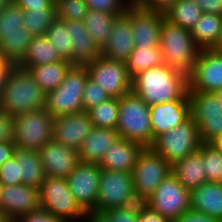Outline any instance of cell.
<instances>
[{
  "label": "cell",
  "mask_w": 222,
  "mask_h": 222,
  "mask_svg": "<svg viewBox=\"0 0 222 222\" xmlns=\"http://www.w3.org/2000/svg\"><path fill=\"white\" fill-rule=\"evenodd\" d=\"M131 91L149 106L181 100L188 93V76L162 64L135 75Z\"/></svg>",
  "instance_id": "6da1fadb"
},
{
  "label": "cell",
  "mask_w": 222,
  "mask_h": 222,
  "mask_svg": "<svg viewBox=\"0 0 222 222\" xmlns=\"http://www.w3.org/2000/svg\"><path fill=\"white\" fill-rule=\"evenodd\" d=\"M45 103L46 93L36 83L33 74L14 65L0 95V109L14 117L45 109Z\"/></svg>",
  "instance_id": "7a4b0ae2"
},
{
  "label": "cell",
  "mask_w": 222,
  "mask_h": 222,
  "mask_svg": "<svg viewBox=\"0 0 222 222\" xmlns=\"http://www.w3.org/2000/svg\"><path fill=\"white\" fill-rule=\"evenodd\" d=\"M116 130L125 138L145 147L154 143L150 106L133 91L119 98V116Z\"/></svg>",
  "instance_id": "3957f363"
},
{
  "label": "cell",
  "mask_w": 222,
  "mask_h": 222,
  "mask_svg": "<svg viewBox=\"0 0 222 222\" xmlns=\"http://www.w3.org/2000/svg\"><path fill=\"white\" fill-rule=\"evenodd\" d=\"M160 48L164 64L187 76L197 61L200 48L196 45L190 30L164 20L160 31Z\"/></svg>",
  "instance_id": "277c9868"
},
{
  "label": "cell",
  "mask_w": 222,
  "mask_h": 222,
  "mask_svg": "<svg viewBox=\"0 0 222 222\" xmlns=\"http://www.w3.org/2000/svg\"><path fill=\"white\" fill-rule=\"evenodd\" d=\"M88 77L85 66L73 65L60 86L46 93L48 113L55 117L83 112L82 97Z\"/></svg>",
  "instance_id": "5b68a950"
},
{
  "label": "cell",
  "mask_w": 222,
  "mask_h": 222,
  "mask_svg": "<svg viewBox=\"0 0 222 222\" xmlns=\"http://www.w3.org/2000/svg\"><path fill=\"white\" fill-rule=\"evenodd\" d=\"M201 144L198 126L190 117L184 123L158 136L151 148L173 166L199 149Z\"/></svg>",
  "instance_id": "8992f818"
},
{
  "label": "cell",
  "mask_w": 222,
  "mask_h": 222,
  "mask_svg": "<svg viewBox=\"0 0 222 222\" xmlns=\"http://www.w3.org/2000/svg\"><path fill=\"white\" fill-rule=\"evenodd\" d=\"M53 119L46 109L13 117L14 143L17 148L39 150L53 139Z\"/></svg>",
  "instance_id": "52a82bcc"
},
{
  "label": "cell",
  "mask_w": 222,
  "mask_h": 222,
  "mask_svg": "<svg viewBox=\"0 0 222 222\" xmlns=\"http://www.w3.org/2000/svg\"><path fill=\"white\" fill-rule=\"evenodd\" d=\"M171 169L172 166L151 147L143 148L131 172L136 199L144 203Z\"/></svg>",
  "instance_id": "ba28073f"
},
{
  "label": "cell",
  "mask_w": 222,
  "mask_h": 222,
  "mask_svg": "<svg viewBox=\"0 0 222 222\" xmlns=\"http://www.w3.org/2000/svg\"><path fill=\"white\" fill-rule=\"evenodd\" d=\"M40 207L66 222H78L85 211L76 202L66 178L45 177L39 188Z\"/></svg>",
  "instance_id": "9c48e42d"
},
{
  "label": "cell",
  "mask_w": 222,
  "mask_h": 222,
  "mask_svg": "<svg viewBox=\"0 0 222 222\" xmlns=\"http://www.w3.org/2000/svg\"><path fill=\"white\" fill-rule=\"evenodd\" d=\"M191 118L196 122L202 143L222 135V106L212 92L188 91Z\"/></svg>",
  "instance_id": "30bf717a"
},
{
  "label": "cell",
  "mask_w": 222,
  "mask_h": 222,
  "mask_svg": "<svg viewBox=\"0 0 222 222\" xmlns=\"http://www.w3.org/2000/svg\"><path fill=\"white\" fill-rule=\"evenodd\" d=\"M136 202L138 200L134 194L132 173L101 168L96 212H104Z\"/></svg>",
  "instance_id": "8fae6325"
},
{
  "label": "cell",
  "mask_w": 222,
  "mask_h": 222,
  "mask_svg": "<svg viewBox=\"0 0 222 222\" xmlns=\"http://www.w3.org/2000/svg\"><path fill=\"white\" fill-rule=\"evenodd\" d=\"M144 203L173 221L190 209V191L171 172Z\"/></svg>",
  "instance_id": "7c38bea8"
},
{
  "label": "cell",
  "mask_w": 222,
  "mask_h": 222,
  "mask_svg": "<svg viewBox=\"0 0 222 222\" xmlns=\"http://www.w3.org/2000/svg\"><path fill=\"white\" fill-rule=\"evenodd\" d=\"M88 76L110 97L120 98L131 91L132 78L124 62L109 60L103 56L85 65Z\"/></svg>",
  "instance_id": "4fadbf2b"
},
{
  "label": "cell",
  "mask_w": 222,
  "mask_h": 222,
  "mask_svg": "<svg viewBox=\"0 0 222 222\" xmlns=\"http://www.w3.org/2000/svg\"><path fill=\"white\" fill-rule=\"evenodd\" d=\"M222 89V52L200 50L197 61L188 75V91L212 92Z\"/></svg>",
  "instance_id": "5bb4252c"
},
{
  "label": "cell",
  "mask_w": 222,
  "mask_h": 222,
  "mask_svg": "<svg viewBox=\"0 0 222 222\" xmlns=\"http://www.w3.org/2000/svg\"><path fill=\"white\" fill-rule=\"evenodd\" d=\"M100 171L97 163L79 162L66 178L76 202L85 212L96 211Z\"/></svg>",
  "instance_id": "9a60e30c"
},
{
  "label": "cell",
  "mask_w": 222,
  "mask_h": 222,
  "mask_svg": "<svg viewBox=\"0 0 222 222\" xmlns=\"http://www.w3.org/2000/svg\"><path fill=\"white\" fill-rule=\"evenodd\" d=\"M126 12L131 17L135 47L160 46V31L165 16L162 12L129 5Z\"/></svg>",
  "instance_id": "2e32d148"
},
{
  "label": "cell",
  "mask_w": 222,
  "mask_h": 222,
  "mask_svg": "<svg viewBox=\"0 0 222 222\" xmlns=\"http://www.w3.org/2000/svg\"><path fill=\"white\" fill-rule=\"evenodd\" d=\"M93 124L86 111L59 115L53 119V139L58 143L79 151Z\"/></svg>",
  "instance_id": "e0dca14e"
},
{
  "label": "cell",
  "mask_w": 222,
  "mask_h": 222,
  "mask_svg": "<svg viewBox=\"0 0 222 222\" xmlns=\"http://www.w3.org/2000/svg\"><path fill=\"white\" fill-rule=\"evenodd\" d=\"M45 176L67 178L80 162L79 151L66 147L54 139L38 150Z\"/></svg>",
  "instance_id": "ac0fdd59"
},
{
  "label": "cell",
  "mask_w": 222,
  "mask_h": 222,
  "mask_svg": "<svg viewBox=\"0 0 222 222\" xmlns=\"http://www.w3.org/2000/svg\"><path fill=\"white\" fill-rule=\"evenodd\" d=\"M40 207L39 189L25 184L2 186L0 210L13 221Z\"/></svg>",
  "instance_id": "d6986e66"
},
{
  "label": "cell",
  "mask_w": 222,
  "mask_h": 222,
  "mask_svg": "<svg viewBox=\"0 0 222 222\" xmlns=\"http://www.w3.org/2000/svg\"><path fill=\"white\" fill-rule=\"evenodd\" d=\"M153 140L191 117L188 93L181 100L150 106Z\"/></svg>",
  "instance_id": "ffe728a7"
},
{
  "label": "cell",
  "mask_w": 222,
  "mask_h": 222,
  "mask_svg": "<svg viewBox=\"0 0 222 222\" xmlns=\"http://www.w3.org/2000/svg\"><path fill=\"white\" fill-rule=\"evenodd\" d=\"M134 47L131 17L125 12L115 18L109 39L101 48V56L109 60L125 63Z\"/></svg>",
  "instance_id": "44dd1931"
},
{
  "label": "cell",
  "mask_w": 222,
  "mask_h": 222,
  "mask_svg": "<svg viewBox=\"0 0 222 222\" xmlns=\"http://www.w3.org/2000/svg\"><path fill=\"white\" fill-rule=\"evenodd\" d=\"M143 148L137 142L119 137L105 152L98 165L102 169L131 173Z\"/></svg>",
  "instance_id": "7402d4cb"
},
{
  "label": "cell",
  "mask_w": 222,
  "mask_h": 222,
  "mask_svg": "<svg viewBox=\"0 0 222 222\" xmlns=\"http://www.w3.org/2000/svg\"><path fill=\"white\" fill-rule=\"evenodd\" d=\"M71 30L72 64L85 66L101 56V49L94 42L83 21L64 20Z\"/></svg>",
  "instance_id": "603a6c76"
},
{
  "label": "cell",
  "mask_w": 222,
  "mask_h": 222,
  "mask_svg": "<svg viewBox=\"0 0 222 222\" xmlns=\"http://www.w3.org/2000/svg\"><path fill=\"white\" fill-rule=\"evenodd\" d=\"M190 209L222 221V184L206 182L190 192Z\"/></svg>",
  "instance_id": "cb8c5ba5"
},
{
  "label": "cell",
  "mask_w": 222,
  "mask_h": 222,
  "mask_svg": "<svg viewBox=\"0 0 222 222\" xmlns=\"http://www.w3.org/2000/svg\"><path fill=\"white\" fill-rule=\"evenodd\" d=\"M117 139L119 133L116 129L93 127L79 150L80 162L99 164L105 152Z\"/></svg>",
  "instance_id": "d4e9b609"
},
{
  "label": "cell",
  "mask_w": 222,
  "mask_h": 222,
  "mask_svg": "<svg viewBox=\"0 0 222 222\" xmlns=\"http://www.w3.org/2000/svg\"><path fill=\"white\" fill-rule=\"evenodd\" d=\"M171 172L178 181L188 190L197 189L207 182L205 167L202 161L201 146L195 152L172 166Z\"/></svg>",
  "instance_id": "484cf974"
},
{
  "label": "cell",
  "mask_w": 222,
  "mask_h": 222,
  "mask_svg": "<svg viewBox=\"0 0 222 222\" xmlns=\"http://www.w3.org/2000/svg\"><path fill=\"white\" fill-rule=\"evenodd\" d=\"M13 156L18 163L19 176L22 178V183L39 189L46 176L38 150L16 147Z\"/></svg>",
  "instance_id": "4316f807"
},
{
  "label": "cell",
  "mask_w": 222,
  "mask_h": 222,
  "mask_svg": "<svg viewBox=\"0 0 222 222\" xmlns=\"http://www.w3.org/2000/svg\"><path fill=\"white\" fill-rule=\"evenodd\" d=\"M222 31V17L202 13L199 21L190 30L196 45L201 49H214Z\"/></svg>",
  "instance_id": "83f0119b"
},
{
  "label": "cell",
  "mask_w": 222,
  "mask_h": 222,
  "mask_svg": "<svg viewBox=\"0 0 222 222\" xmlns=\"http://www.w3.org/2000/svg\"><path fill=\"white\" fill-rule=\"evenodd\" d=\"M54 45L46 38L45 35L35 36L32 38L26 55L17 64L24 69H30L33 66L49 64L62 61Z\"/></svg>",
  "instance_id": "f1b7e54d"
},
{
  "label": "cell",
  "mask_w": 222,
  "mask_h": 222,
  "mask_svg": "<svg viewBox=\"0 0 222 222\" xmlns=\"http://www.w3.org/2000/svg\"><path fill=\"white\" fill-rule=\"evenodd\" d=\"M72 66L70 61L63 59L59 62L33 66L29 71L33 74L36 83L47 93L60 86Z\"/></svg>",
  "instance_id": "f546056e"
},
{
  "label": "cell",
  "mask_w": 222,
  "mask_h": 222,
  "mask_svg": "<svg viewBox=\"0 0 222 222\" xmlns=\"http://www.w3.org/2000/svg\"><path fill=\"white\" fill-rule=\"evenodd\" d=\"M32 35L22 27V32L6 33L0 38V57L17 65L26 55Z\"/></svg>",
  "instance_id": "4dcf8cb0"
},
{
  "label": "cell",
  "mask_w": 222,
  "mask_h": 222,
  "mask_svg": "<svg viewBox=\"0 0 222 222\" xmlns=\"http://www.w3.org/2000/svg\"><path fill=\"white\" fill-rule=\"evenodd\" d=\"M125 64L131 78L144 70L161 66L164 64L161 48L160 46L134 47Z\"/></svg>",
  "instance_id": "1f68e13d"
},
{
  "label": "cell",
  "mask_w": 222,
  "mask_h": 222,
  "mask_svg": "<svg viewBox=\"0 0 222 222\" xmlns=\"http://www.w3.org/2000/svg\"><path fill=\"white\" fill-rule=\"evenodd\" d=\"M202 13L193 0H176L163 14L169 22L191 30Z\"/></svg>",
  "instance_id": "d6a6232c"
},
{
  "label": "cell",
  "mask_w": 222,
  "mask_h": 222,
  "mask_svg": "<svg viewBox=\"0 0 222 222\" xmlns=\"http://www.w3.org/2000/svg\"><path fill=\"white\" fill-rule=\"evenodd\" d=\"M117 16L88 9L83 24L100 49L109 39L112 24Z\"/></svg>",
  "instance_id": "836d02e7"
},
{
  "label": "cell",
  "mask_w": 222,
  "mask_h": 222,
  "mask_svg": "<svg viewBox=\"0 0 222 222\" xmlns=\"http://www.w3.org/2000/svg\"><path fill=\"white\" fill-rule=\"evenodd\" d=\"M86 112L93 127L116 129L119 116V98L111 97Z\"/></svg>",
  "instance_id": "e575fe53"
},
{
  "label": "cell",
  "mask_w": 222,
  "mask_h": 222,
  "mask_svg": "<svg viewBox=\"0 0 222 222\" xmlns=\"http://www.w3.org/2000/svg\"><path fill=\"white\" fill-rule=\"evenodd\" d=\"M45 36L54 45L59 56L72 63L71 30L67 29L65 21L56 18L47 29Z\"/></svg>",
  "instance_id": "d590c367"
},
{
  "label": "cell",
  "mask_w": 222,
  "mask_h": 222,
  "mask_svg": "<svg viewBox=\"0 0 222 222\" xmlns=\"http://www.w3.org/2000/svg\"><path fill=\"white\" fill-rule=\"evenodd\" d=\"M56 19V9H28L24 11L23 27L32 35H45Z\"/></svg>",
  "instance_id": "8d00e7d4"
},
{
  "label": "cell",
  "mask_w": 222,
  "mask_h": 222,
  "mask_svg": "<svg viewBox=\"0 0 222 222\" xmlns=\"http://www.w3.org/2000/svg\"><path fill=\"white\" fill-rule=\"evenodd\" d=\"M201 155L207 182H220L222 178V154L209 143H202Z\"/></svg>",
  "instance_id": "74e56055"
},
{
  "label": "cell",
  "mask_w": 222,
  "mask_h": 222,
  "mask_svg": "<svg viewBox=\"0 0 222 222\" xmlns=\"http://www.w3.org/2000/svg\"><path fill=\"white\" fill-rule=\"evenodd\" d=\"M24 10L12 0L0 12V38L3 34L22 32Z\"/></svg>",
  "instance_id": "f35d334b"
},
{
  "label": "cell",
  "mask_w": 222,
  "mask_h": 222,
  "mask_svg": "<svg viewBox=\"0 0 222 222\" xmlns=\"http://www.w3.org/2000/svg\"><path fill=\"white\" fill-rule=\"evenodd\" d=\"M56 18L83 21L88 11L84 0H55Z\"/></svg>",
  "instance_id": "ab89813d"
},
{
  "label": "cell",
  "mask_w": 222,
  "mask_h": 222,
  "mask_svg": "<svg viewBox=\"0 0 222 222\" xmlns=\"http://www.w3.org/2000/svg\"><path fill=\"white\" fill-rule=\"evenodd\" d=\"M111 97L99 85H97L89 77L84 85V92L82 97L83 112L99 105L100 103L110 99Z\"/></svg>",
  "instance_id": "60d3db41"
},
{
  "label": "cell",
  "mask_w": 222,
  "mask_h": 222,
  "mask_svg": "<svg viewBox=\"0 0 222 222\" xmlns=\"http://www.w3.org/2000/svg\"><path fill=\"white\" fill-rule=\"evenodd\" d=\"M138 201L132 205L115 207L104 211L110 222H138L139 204Z\"/></svg>",
  "instance_id": "b9f144b4"
},
{
  "label": "cell",
  "mask_w": 222,
  "mask_h": 222,
  "mask_svg": "<svg viewBox=\"0 0 222 222\" xmlns=\"http://www.w3.org/2000/svg\"><path fill=\"white\" fill-rule=\"evenodd\" d=\"M88 9L112 15H122L129 6L125 0H84Z\"/></svg>",
  "instance_id": "7bdbcfd3"
},
{
  "label": "cell",
  "mask_w": 222,
  "mask_h": 222,
  "mask_svg": "<svg viewBox=\"0 0 222 222\" xmlns=\"http://www.w3.org/2000/svg\"><path fill=\"white\" fill-rule=\"evenodd\" d=\"M0 183L2 186L22 184L18 163L14 156L0 166Z\"/></svg>",
  "instance_id": "ee69618b"
},
{
  "label": "cell",
  "mask_w": 222,
  "mask_h": 222,
  "mask_svg": "<svg viewBox=\"0 0 222 222\" xmlns=\"http://www.w3.org/2000/svg\"><path fill=\"white\" fill-rule=\"evenodd\" d=\"M20 222H66L60 217L54 216L45 208L39 207L26 215H24Z\"/></svg>",
  "instance_id": "f6af8a7d"
},
{
  "label": "cell",
  "mask_w": 222,
  "mask_h": 222,
  "mask_svg": "<svg viewBox=\"0 0 222 222\" xmlns=\"http://www.w3.org/2000/svg\"><path fill=\"white\" fill-rule=\"evenodd\" d=\"M13 117L0 109V142H14Z\"/></svg>",
  "instance_id": "bcb514c9"
},
{
  "label": "cell",
  "mask_w": 222,
  "mask_h": 222,
  "mask_svg": "<svg viewBox=\"0 0 222 222\" xmlns=\"http://www.w3.org/2000/svg\"><path fill=\"white\" fill-rule=\"evenodd\" d=\"M138 222H172L167 217L152 210L147 204L141 202L139 204V218Z\"/></svg>",
  "instance_id": "7dc6e473"
},
{
  "label": "cell",
  "mask_w": 222,
  "mask_h": 222,
  "mask_svg": "<svg viewBox=\"0 0 222 222\" xmlns=\"http://www.w3.org/2000/svg\"><path fill=\"white\" fill-rule=\"evenodd\" d=\"M172 222H221L219 219L210 217L201 212L194 211L192 209L187 210L177 219Z\"/></svg>",
  "instance_id": "c3c4849f"
},
{
  "label": "cell",
  "mask_w": 222,
  "mask_h": 222,
  "mask_svg": "<svg viewBox=\"0 0 222 222\" xmlns=\"http://www.w3.org/2000/svg\"><path fill=\"white\" fill-rule=\"evenodd\" d=\"M24 11L28 9H56L55 0H12Z\"/></svg>",
  "instance_id": "681fc988"
},
{
  "label": "cell",
  "mask_w": 222,
  "mask_h": 222,
  "mask_svg": "<svg viewBox=\"0 0 222 222\" xmlns=\"http://www.w3.org/2000/svg\"><path fill=\"white\" fill-rule=\"evenodd\" d=\"M203 13L222 17V0H193Z\"/></svg>",
  "instance_id": "f907efd6"
},
{
  "label": "cell",
  "mask_w": 222,
  "mask_h": 222,
  "mask_svg": "<svg viewBox=\"0 0 222 222\" xmlns=\"http://www.w3.org/2000/svg\"><path fill=\"white\" fill-rule=\"evenodd\" d=\"M176 0H141L139 7L164 13Z\"/></svg>",
  "instance_id": "816d5d0a"
},
{
  "label": "cell",
  "mask_w": 222,
  "mask_h": 222,
  "mask_svg": "<svg viewBox=\"0 0 222 222\" xmlns=\"http://www.w3.org/2000/svg\"><path fill=\"white\" fill-rule=\"evenodd\" d=\"M15 148L14 142H0V166L13 157Z\"/></svg>",
  "instance_id": "f5cc1de1"
},
{
  "label": "cell",
  "mask_w": 222,
  "mask_h": 222,
  "mask_svg": "<svg viewBox=\"0 0 222 222\" xmlns=\"http://www.w3.org/2000/svg\"><path fill=\"white\" fill-rule=\"evenodd\" d=\"M14 64L10 61L4 60L0 57V95L4 84L6 82L7 76L11 69L13 68Z\"/></svg>",
  "instance_id": "db71d44e"
},
{
  "label": "cell",
  "mask_w": 222,
  "mask_h": 222,
  "mask_svg": "<svg viewBox=\"0 0 222 222\" xmlns=\"http://www.w3.org/2000/svg\"><path fill=\"white\" fill-rule=\"evenodd\" d=\"M86 221H85V220ZM110 222L103 212L86 211L81 222Z\"/></svg>",
  "instance_id": "11a10c76"
},
{
  "label": "cell",
  "mask_w": 222,
  "mask_h": 222,
  "mask_svg": "<svg viewBox=\"0 0 222 222\" xmlns=\"http://www.w3.org/2000/svg\"><path fill=\"white\" fill-rule=\"evenodd\" d=\"M209 144L222 154V135L215 138Z\"/></svg>",
  "instance_id": "9f6ffc18"
},
{
  "label": "cell",
  "mask_w": 222,
  "mask_h": 222,
  "mask_svg": "<svg viewBox=\"0 0 222 222\" xmlns=\"http://www.w3.org/2000/svg\"><path fill=\"white\" fill-rule=\"evenodd\" d=\"M0 222H13V220L0 210Z\"/></svg>",
  "instance_id": "6f0895ef"
},
{
  "label": "cell",
  "mask_w": 222,
  "mask_h": 222,
  "mask_svg": "<svg viewBox=\"0 0 222 222\" xmlns=\"http://www.w3.org/2000/svg\"><path fill=\"white\" fill-rule=\"evenodd\" d=\"M214 50L222 52V31H221V34H220V38L217 42V46L214 48Z\"/></svg>",
  "instance_id": "680465c9"
},
{
  "label": "cell",
  "mask_w": 222,
  "mask_h": 222,
  "mask_svg": "<svg viewBox=\"0 0 222 222\" xmlns=\"http://www.w3.org/2000/svg\"><path fill=\"white\" fill-rule=\"evenodd\" d=\"M214 93L216 94V97H217L219 103H220L221 106H222V89H220V90H218V91H215Z\"/></svg>",
  "instance_id": "91938a15"
},
{
  "label": "cell",
  "mask_w": 222,
  "mask_h": 222,
  "mask_svg": "<svg viewBox=\"0 0 222 222\" xmlns=\"http://www.w3.org/2000/svg\"><path fill=\"white\" fill-rule=\"evenodd\" d=\"M11 0H0V12L4 9V7L10 3Z\"/></svg>",
  "instance_id": "94428289"
},
{
  "label": "cell",
  "mask_w": 222,
  "mask_h": 222,
  "mask_svg": "<svg viewBox=\"0 0 222 222\" xmlns=\"http://www.w3.org/2000/svg\"><path fill=\"white\" fill-rule=\"evenodd\" d=\"M128 5H138L141 0H125Z\"/></svg>",
  "instance_id": "6125c7cd"
},
{
  "label": "cell",
  "mask_w": 222,
  "mask_h": 222,
  "mask_svg": "<svg viewBox=\"0 0 222 222\" xmlns=\"http://www.w3.org/2000/svg\"><path fill=\"white\" fill-rule=\"evenodd\" d=\"M1 190H2V185L0 183V202H1Z\"/></svg>",
  "instance_id": "be15d7a7"
}]
</instances>
